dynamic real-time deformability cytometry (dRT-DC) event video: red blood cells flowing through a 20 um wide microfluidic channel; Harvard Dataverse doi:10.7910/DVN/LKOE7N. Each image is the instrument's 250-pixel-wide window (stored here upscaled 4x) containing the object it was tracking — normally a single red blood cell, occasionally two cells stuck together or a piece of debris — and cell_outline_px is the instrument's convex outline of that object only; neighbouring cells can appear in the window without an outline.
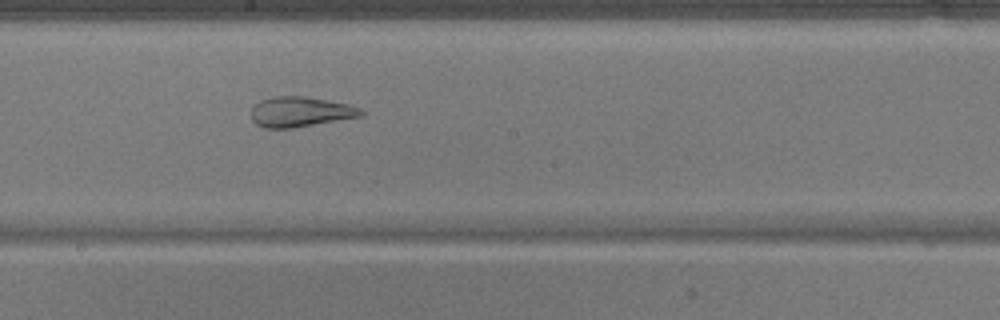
{"species": "common noctule bat (a hibernating species)", "species_latin": "Nyctalus noctula", "temperature_condition": "warm", "stored_images_in_passage": 28, "camera_frame_rate_fps": 3000, "um_per_image_px": 0.085, "animal": {"sex": "male", "body_mass_g": 17.9}, "frame": {"image": 1, "passage_image": 16, "time_ms": 5.0, "image_size_px": [1000, 320], "cell_outline_px": [[364, 116], [292, 128], [264, 128], [256, 124], [252, 120], [252, 108], [260, 100], [276, 96], [304, 96], [352, 104], [360, 108], [364, 112]], "centroid_in_image_um": [25.57, 9.5], "position_along_channel_um": 222.6, "area_um2": 19.42}}